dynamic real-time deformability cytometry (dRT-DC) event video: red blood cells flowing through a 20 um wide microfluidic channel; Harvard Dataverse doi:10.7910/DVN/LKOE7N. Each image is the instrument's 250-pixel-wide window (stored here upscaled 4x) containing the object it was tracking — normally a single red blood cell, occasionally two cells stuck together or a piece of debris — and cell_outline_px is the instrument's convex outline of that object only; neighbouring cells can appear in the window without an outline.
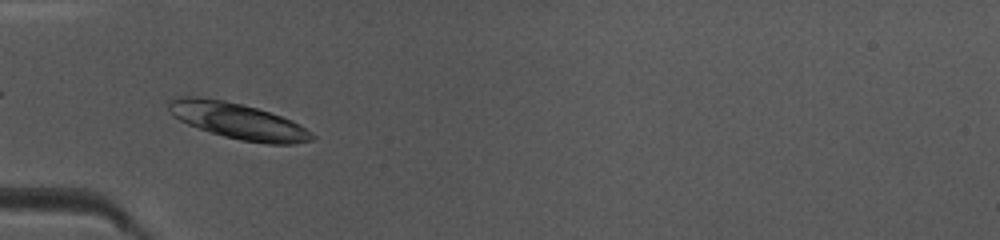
{"species": "common noctule bat (a hibernating species)", "species_latin": "Nyctalus noctula", "temperature_condition": "warm", "stored_images_in_passage": 9, "camera_frame_rate_fps": 3000, "um_per_image_px": 0.085, "animal": {"sex": "female", "body_mass_g": 10.0, "forearm_length_mm": 53.1}, "frame": {"image": 1, "passage_image": 2, "time_ms": 0.333, "image_size_px": [1000, 240], "cell_outline_px": [[316, 136], [312, 140], [292, 144], [268, 144], [240, 140], [224, 136], [188, 124], [180, 120], [168, 108], [168, 100], [180, 96], [200, 96], [224, 100], [256, 108], [292, 120], [300, 124]], "centroid_in_image_um": [20.24, 10.28], "position_along_channel_um": 64.8, "area_um2": 29.77}}